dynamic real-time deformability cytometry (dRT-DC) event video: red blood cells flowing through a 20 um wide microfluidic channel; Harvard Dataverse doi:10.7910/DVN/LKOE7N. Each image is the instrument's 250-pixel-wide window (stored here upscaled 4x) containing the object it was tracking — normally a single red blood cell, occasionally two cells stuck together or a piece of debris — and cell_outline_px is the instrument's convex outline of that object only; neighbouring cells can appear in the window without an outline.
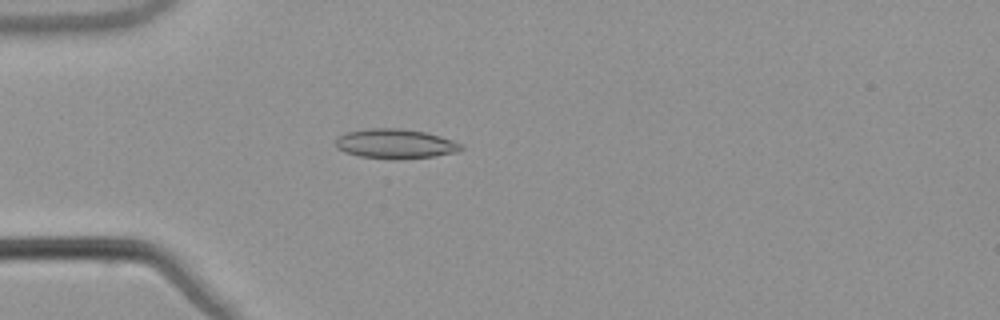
{"species": "common noctule bat (a hibernating species)", "species_latin": "Nyctalus noctula", "temperature_condition": "warm", "stored_images_in_passage": 54, "camera_frame_rate_fps": 3000, "um_per_image_px": 0.085, "animal": {"sex": "male", "body_mass_g": 21.5, "forearm_length_mm": 52.0}, "frame": {"image": 1, "passage_image": 16, "time_ms": 5.0, "image_size_px": [1000, 320], "cell_outline_px": [[464, 148], [456, 152], [432, 156], [396, 160], [360, 156], [344, 152], [336, 148], [336, 136], [348, 132], [368, 128], [400, 128], [428, 132], [464, 144]], "centroid_in_image_um": [33.6, 12.22], "position_along_channel_um": 51.4, "area_um2": 21.85}}
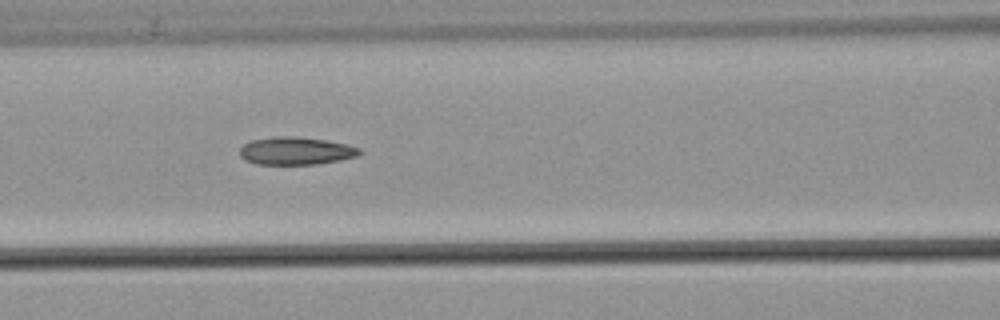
{"frame": {"image": 2, "passage_image": 24, "time_ms": 7.667, "image_size_px": [1000, 320], "cell_outline_px": [[364, 152], [356, 156], [340, 160], [316, 164], [256, 164], [244, 160], [240, 156], [240, 148], [244, 144], [252, 140], [276, 136], [296, 136], [328, 140], [348, 144], [360, 148]], "centroid_in_image_um": [25.17, 12.82], "position_along_channel_um": 141.4, "area_um2": 19.54}}
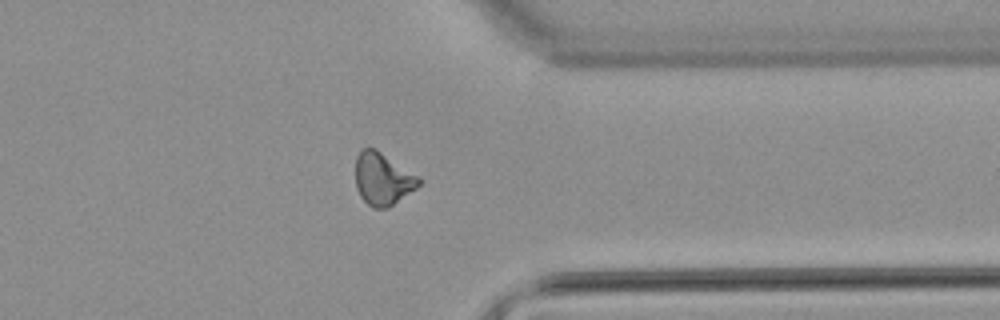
{"frame": {"image": 3, "passage_image": 43, "time_ms": 14.0, "image_size_px": [1000, 320], "cell_outline_px": [[420, 184], [416, 188], [388, 208], [372, 208], [360, 196], [356, 188], [356, 156], [364, 148], [376, 148], [416, 176], [420, 180]], "centroid_in_image_um": [32.49, 15.22], "position_along_channel_um": 378.9, "area_um2": 18.96}, "authors_computed_cell_mechanics": {"area_um2": 19.4786, "velocity_mm_per_s": 3.8383, "shape_relaxation_time_tau1_ms": null, "shape_relaxation_time_tau2_ms": 2.9801, "deformation_change_tau1": null, "deformation_change_tau2": 0.1144}}